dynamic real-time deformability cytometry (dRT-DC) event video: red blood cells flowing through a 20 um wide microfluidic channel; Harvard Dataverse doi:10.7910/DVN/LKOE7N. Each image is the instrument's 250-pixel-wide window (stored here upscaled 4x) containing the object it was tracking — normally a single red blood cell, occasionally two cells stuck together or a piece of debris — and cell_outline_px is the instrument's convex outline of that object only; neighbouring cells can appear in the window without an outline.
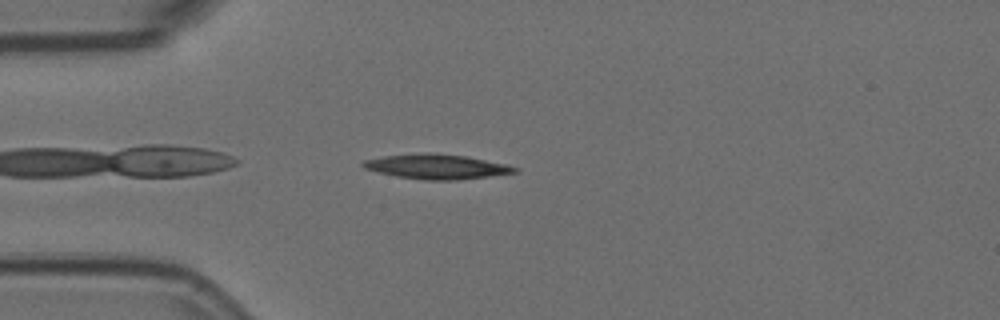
{"species": "Egyptian fruit bat (a non-hibernating species)", "species_latin": "Rousettus aegyptiacus", "temperature_condition": "room temperature", "stored_images_in_passage": 44, "camera_frame_rate_fps": 3000, "um_per_image_px": 0.085, "animal": {"sex": "female"}, "frame": {"image": 1, "passage_image": 3, "time_ms": 0.667, "image_size_px": [1000, 320], "cell_outline_px": [[516, 172], [488, 176], [456, 180], [424, 180], [396, 176], [364, 168], [360, 164], [360, 160], [384, 156], [420, 152], [428, 152], [468, 156], [508, 164], [516, 168]], "centroid_in_image_um": [37.07, 14.14], "position_along_channel_um": 47.9, "area_um2": 21.96}}
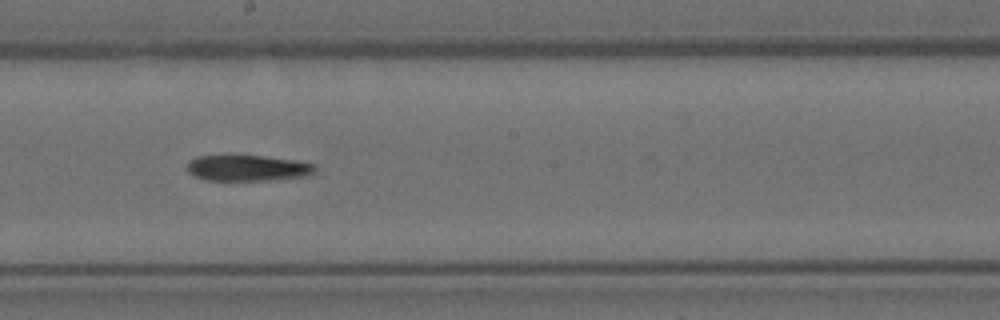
{"frame": {"image": 2, "passage_image": 19, "time_ms": 6.0, "image_size_px": [1000, 320], "cell_outline_px": [[316, 172], [308, 176], [268, 180], [208, 180], [196, 176], [188, 172], [188, 160], [196, 156], [232, 152], [296, 160], [316, 164]], "centroid_in_image_um": [21.03, 14.22], "position_along_channel_um": 227.2, "area_um2": 20.29}}
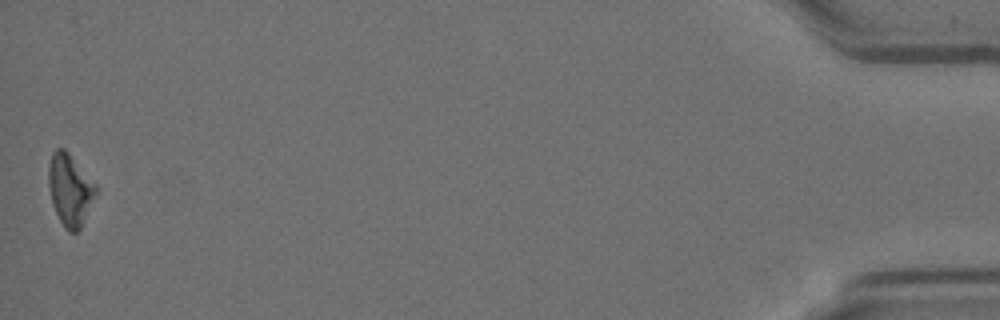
{"frame": {"image": 3, "passage_image": 44, "time_ms": 14.333, "image_size_px": [1000, 320], "cell_outline_px": [[100, 188], [80, 228], [76, 232], [68, 232], [64, 228], [52, 204], [48, 184], [48, 164], [52, 152], [56, 148], [64, 148], [68, 152]], "centroid_in_image_um": [5.96, 16.11], "position_along_channel_um": 429.2, "area_um2": 20.0}, "authors_computed_cell_mechanics": {"area_um2": 20.5479, "velocity_mm_per_s": 3.5935, "shape_relaxation_time_tau1_ms": 10.551, "shape_relaxation_time_tau2_ms": null, "deformation_change_tau1": 0.2316, "deformation_change_tau2": null}}